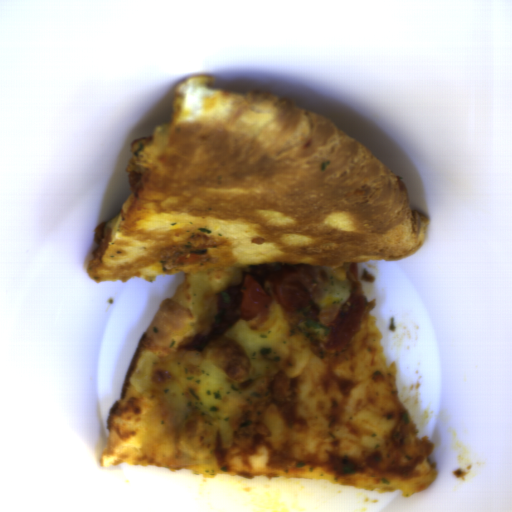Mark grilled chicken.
<instances>
[{"mask_svg": "<svg viewBox=\"0 0 512 512\" xmlns=\"http://www.w3.org/2000/svg\"><path fill=\"white\" fill-rule=\"evenodd\" d=\"M243 288L242 285H232L219 293L206 333L188 341L186 348L201 352L240 321Z\"/></svg>", "mask_w": 512, "mask_h": 512, "instance_id": "1", "label": "grilled chicken"}, {"mask_svg": "<svg viewBox=\"0 0 512 512\" xmlns=\"http://www.w3.org/2000/svg\"><path fill=\"white\" fill-rule=\"evenodd\" d=\"M190 311L176 299L167 298L158 306L146 332L155 345H162L179 335L192 320Z\"/></svg>", "mask_w": 512, "mask_h": 512, "instance_id": "2", "label": "grilled chicken"}, {"mask_svg": "<svg viewBox=\"0 0 512 512\" xmlns=\"http://www.w3.org/2000/svg\"><path fill=\"white\" fill-rule=\"evenodd\" d=\"M112 240V228L110 224L105 220L100 222L94 231V243L97 248L93 251V255L97 259H102L105 255Z\"/></svg>", "mask_w": 512, "mask_h": 512, "instance_id": "3", "label": "grilled chicken"}, {"mask_svg": "<svg viewBox=\"0 0 512 512\" xmlns=\"http://www.w3.org/2000/svg\"><path fill=\"white\" fill-rule=\"evenodd\" d=\"M270 393L274 401L283 404L289 402L292 397L289 375L279 372L272 381Z\"/></svg>", "mask_w": 512, "mask_h": 512, "instance_id": "4", "label": "grilled chicken"}, {"mask_svg": "<svg viewBox=\"0 0 512 512\" xmlns=\"http://www.w3.org/2000/svg\"><path fill=\"white\" fill-rule=\"evenodd\" d=\"M130 190L135 197H141L144 193L149 181V170H131L127 175Z\"/></svg>", "mask_w": 512, "mask_h": 512, "instance_id": "5", "label": "grilled chicken"}, {"mask_svg": "<svg viewBox=\"0 0 512 512\" xmlns=\"http://www.w3.org/2000/svg\"><path fill=\"white\" fill-rule=\"evenodd\" d=\"M343 306L328 305L323 308H317L319 315L317 321L322 325L333 327L334 320L342 310Z\"/></svg>", "mask_w": 512, "mask_h": 512, "instance_id": "6", "label": "grilled chicken"}]
</instances>
